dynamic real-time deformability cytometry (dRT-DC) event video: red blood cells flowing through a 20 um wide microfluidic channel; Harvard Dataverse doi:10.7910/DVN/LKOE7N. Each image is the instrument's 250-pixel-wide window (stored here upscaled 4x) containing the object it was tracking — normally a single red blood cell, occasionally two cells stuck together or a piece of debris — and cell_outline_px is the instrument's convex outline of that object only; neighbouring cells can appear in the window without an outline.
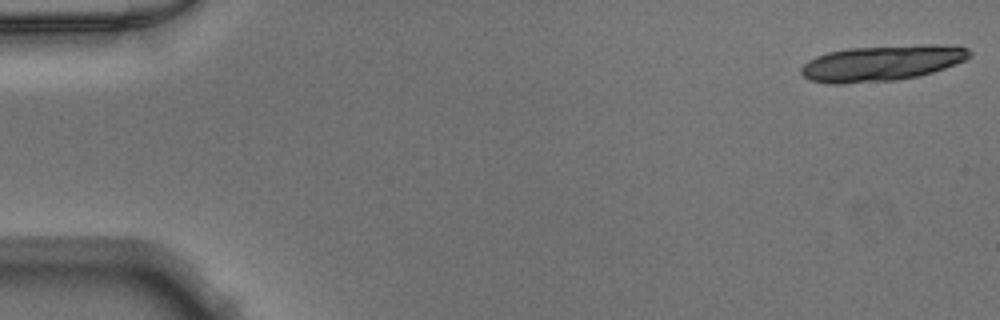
{"species": "Egyptian fruit bat (a non-hibernating species)", "species_latin": "Rousettus aegyptiacus", "temperature_condition": "warm", "stored_images_in_passage": 19, "segment_of_instrument_passage": [1, 2], "camera_frame_rate_fps": 3000, "um_per_image_px": 0.085, "animal": {"sex": "male"}, "frame": {"image": 1, "passage_image": 1, "time_ms": 0.0, "image_size_px": [1000, 320], "cell_outline_px": [[972, 56], [956, 64], [932, 72], [916, 76], [896, 80], [840, 84], [832, 84], [808, 80], [800, 72], [800, 68], [808, 60], [816, 56], [828, 52], [848, 48], [924, 44], [932, 44], [968, 48], [972, 52]], "centroid_in_image_um": [74.93, 5.36], "position_along_channel_um": 10.1, "area_um2": 35.03}}